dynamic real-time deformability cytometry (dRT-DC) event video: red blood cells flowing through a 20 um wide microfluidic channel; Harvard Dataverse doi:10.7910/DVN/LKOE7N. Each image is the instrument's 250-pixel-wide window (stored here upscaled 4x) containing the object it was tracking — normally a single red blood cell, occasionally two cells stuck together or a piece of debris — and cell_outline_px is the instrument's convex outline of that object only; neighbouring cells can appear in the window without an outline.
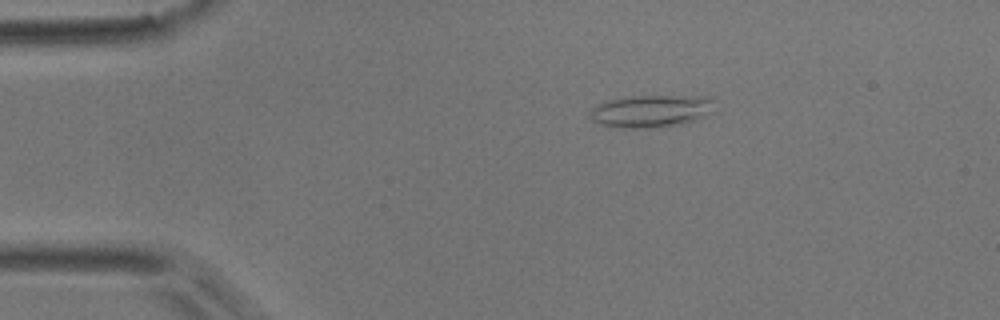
{"species": "common noctule bat (a hibernating species)", "species_latin": "Nyctalus noctula", "temperature_condition": "room temperature", "stored_images_in_passage": 54, "camera_frame_rate_fps": 3000, "um_per_image_px": 0.085, "animal": {"sex": "male", "body_mass_g": 17.9}, "frame": {"image": 1, "passage_image": 10, "time_ms": 3.0, "image_size_px": [1000, 320], "cell_outline_px": [[712, 112], [696, 120], [680, 124], [648, 128], [624, 128], [600, 124], [592, 120], [588, 112], [592, 108], [600, 104], [612, 100], [628, 96], [708, 96], [712, 100]], "centroid_in_image_um": [55.34, 9.44], "position_along_channel_um": 29.7, "area_um2": 23.29}}
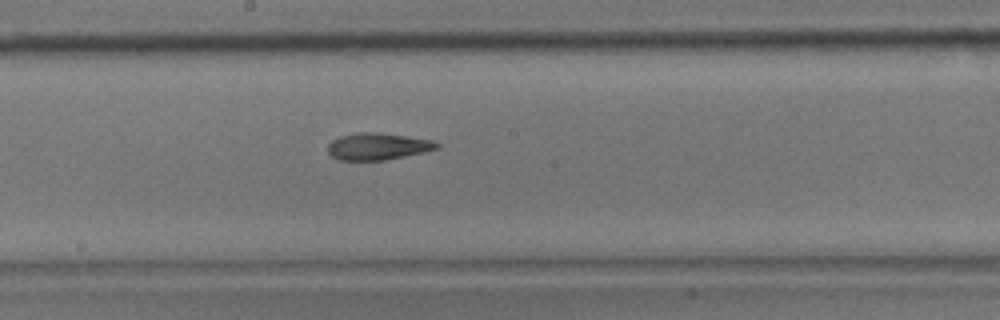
{"frame": {"image": 2, "passage_image": 29, "time_ms": 9.333, "image_size_px": [1000, 320], "cell_outline_px": [[440, 148], [424, 152], [384, 160], [336, 160], [328, 152], [328, 144], [332, 140], [340, 136], [360, 132], [376, 132], [432, 140], [440, 144]], "centroid_in_image_um": [32.09, 12.45], "position_along_channel_um": 216.1, "area_um2": 16.99}}
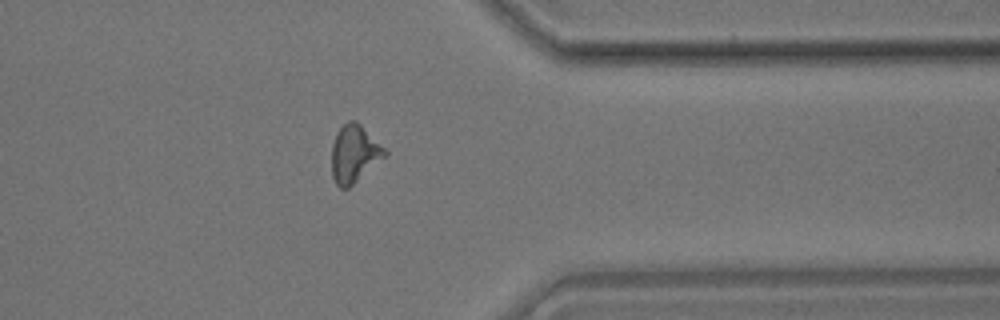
{"frame": {"image": 3, "passage_image": 43, "time_ms": 14.0, "image_size_px": [1000, 320], "cell_outline_px": [[388, 156], [348, 188], [340, 188], [336, 184], [332, 176], [332, 144], [336, 132], [348, 120], [356, 120], [388, 152]], "centroid_in_image_um": [30.12, 13.08], "position_along_channel_um": 381.3, "area_um2": 17.86}, "authors_computed_cell_mechanics": {"area_um2": 17.4845, "velocity_mm_per_s": 3.7416, "shape_relaxation_time_tau1_ms": 7.662, "shape_relaxation_time_tau2_ms": 4.1108, "deformation_change_tau1": 0.1816, "deformation_change_tau2": 0.1292}}